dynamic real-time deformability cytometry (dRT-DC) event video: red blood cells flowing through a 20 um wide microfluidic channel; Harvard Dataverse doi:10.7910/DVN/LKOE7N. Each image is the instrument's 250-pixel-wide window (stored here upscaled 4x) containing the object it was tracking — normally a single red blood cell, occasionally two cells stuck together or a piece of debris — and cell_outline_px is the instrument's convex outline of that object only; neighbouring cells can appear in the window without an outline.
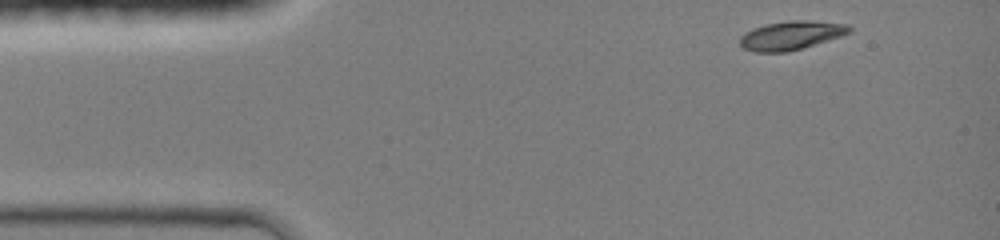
{"species": "common noctule bat (a hibernating species)", "species_latin": "Nyctalus noctula", "temperature_condition": "room temperature", "stored_images_in_passage": 23, "camera_frame_rate_fps": 3000, "um_per_image_px": 0.085, "animal": {"sex": "female", "body_mass_g": 19.0, "forearm_length_mm": 51.5}, "frame": {"image": 1, "passage_image": 1, "time_ms": 0.0, "image_size_px": [1000, 240], "cell_outline_px": [[852, 32], [840, 36], [788, 52], [756, 52], [744, 48], [740, 44], [740, 36], [744, 32], [752, 28], [764, 24], [792, 20], [808, 20], [848, 24], [852, 28]], "centroid_in_image_um": [67.23, 2.99], "position_along_channel_um": 17.8, "area_um2": 18.32}}
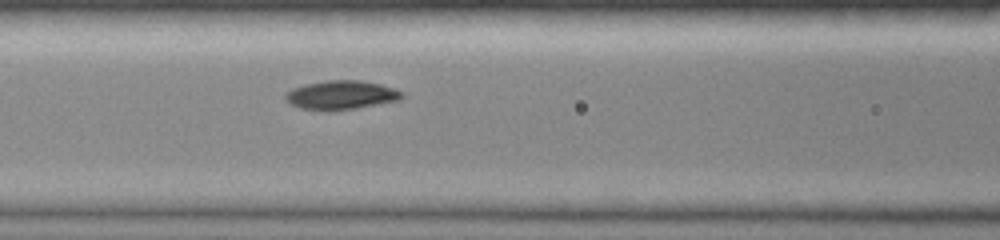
{"frame": {"image": 2, "passage_image": 11, "time_ms": 4.667, "image_size_px": [1000, 240], "cell_outline_px": [[404, 96], [400, 100], [356, 108], [332, 112], [324, 112], [300, 108], [284, 100], [284, 96], [292, 88], [304, 84], [324, 80], [360, 80], [380, 84], [404, 92]], "centroid_in_image_um": [28.97, 8.09], "position_along_channel_um": 137.6, "area_um2": 20.0}}
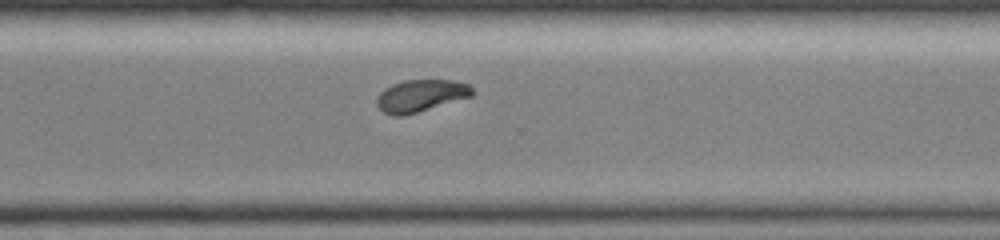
{"frame": {"image": 3, "passage_image": 23, "time_ms": 9.333, "image_size_px": [1000, 240], "cell_outline_px": [[476, 92], [472, 96], [404, 116], [392, 116], [384, 112], [376, 104], [376, 96], [384, 88], [392, 84], [404, 80], [452, 80], [468, 84]], "centroid_in_image_um": [35.74, 8.13], "position_along_channel_um": 334.9, "area_um2": 17.98}}